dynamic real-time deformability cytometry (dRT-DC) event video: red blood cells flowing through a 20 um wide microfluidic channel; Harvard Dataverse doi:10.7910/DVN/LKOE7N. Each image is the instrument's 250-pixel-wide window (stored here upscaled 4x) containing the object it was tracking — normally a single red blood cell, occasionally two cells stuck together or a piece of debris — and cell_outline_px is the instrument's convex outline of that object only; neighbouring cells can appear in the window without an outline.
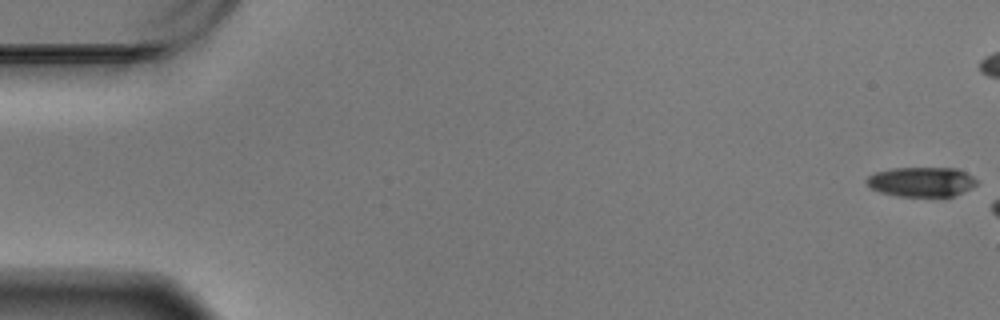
{"species": "Egyptian fruit bat (a non-hibernating species)", "species_latin": "Rousettus aegyptiacus", "temperature_condition": "warm", "stored_images_in_passage": 7, "camera_frame_rate_fps": 3000, "um_per_image_px": 0.085, "animal": {"sex": "male"}, "frame": {"image": 1, "passage_image": 1, "time_ms": 0.0, "image_size_px": [1000, 320], "cell_outline_px": [[976, 184], [952, 196], [896, 196], [880, 192], [872, 188], [868, 184], [868, 176], [876, 172], [892, 168], [956, 168], [972, 176], [976, 180]], "centroid_in_image_um": [78.29, 15.45], "position_along_channel_um": 6.7, "area_um2": 18.61}}